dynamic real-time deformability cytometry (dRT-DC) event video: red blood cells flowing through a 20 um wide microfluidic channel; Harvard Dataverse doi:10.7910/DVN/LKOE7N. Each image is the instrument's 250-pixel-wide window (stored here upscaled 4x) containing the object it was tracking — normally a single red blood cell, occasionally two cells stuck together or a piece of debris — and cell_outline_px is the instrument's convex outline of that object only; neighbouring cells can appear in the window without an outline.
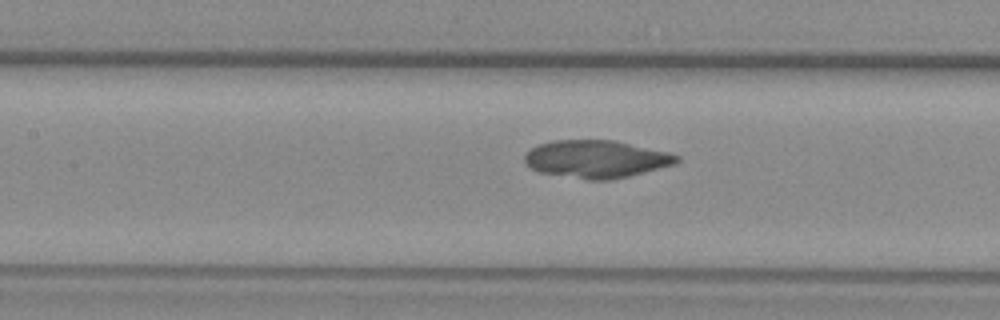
{"species": "common noctule bat (a hibernating species)", "species_latin": "Nyctalus noctula", "temperature_condition": "warm", "stored_images_in_passage": 38, "camera_frame_rate_fps": 3000, "um_per_image_px": 0.085, "animal": {"sex": "female", "body_mass_g": 29.2, "forearm_length_mm": 56.3}, "frame": {"image": 1, "passage_image": 9, "time_ms": 2.667, "image_size_px": [1000, 320], "cell_outline_px": [[680, 160], [676, 164], [628, 176], [608, 180], [588, 180], [540, 172], [532, 168], [524, 160], [524, 156], [532, 148], [540, 144], [552, 140], [612, 140], [668, 152], [680, 156]], "centroid_in_image_um": [50.7, 13.52], "position_along_channel_um": 156.7, "area_um2": 33.06}}
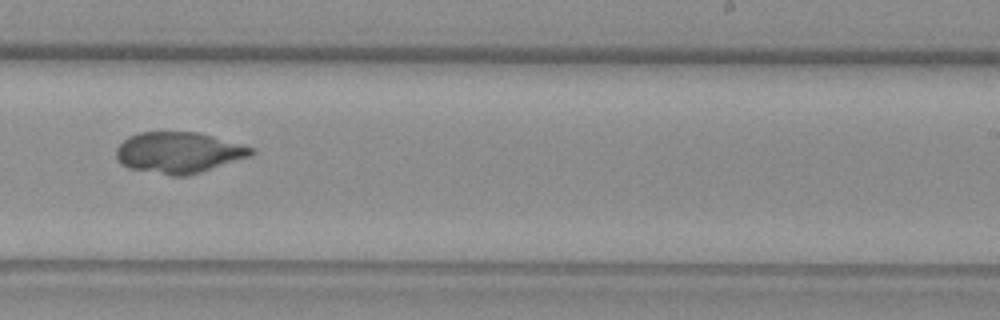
{"frame": {"image": 2, "passage_image": 18, "time_ms": 5.667, "image_size_px": [1000, 320], "cell_outline_px": [[256, 152], [252, 156], [188, 176], [168, 176], [128, 168], [120, 164], [116, 160], [116, 148], [128, 136], [140, 132], [200, 132], [256, 148]], "centroid_in_image_um": [15.2, 12.98], "position_along_channel_um": 273.8, "area_um2": 32.83}}
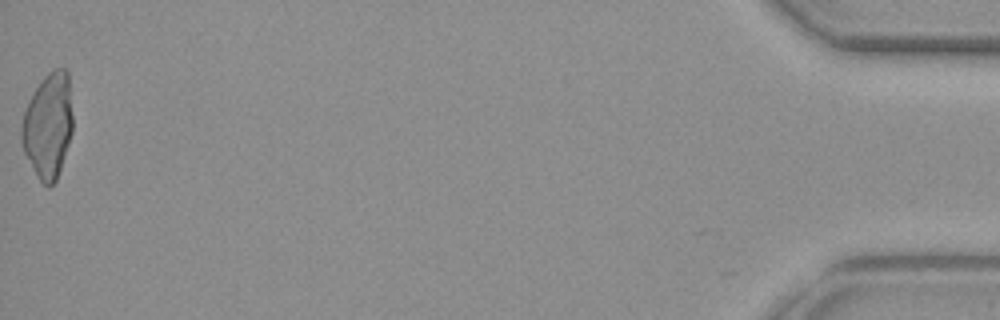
{"frame": {"image": 3, "passage_image": 38, "time_ms": 12.333, "image_size_px": [1000, 320], "cell_outline_px": [[72, 132], [56, 180], [48, 188], [36, 176], [24, 152], [20, 140], [20, 128], [24, 112], [36, 88], [44, 76], [52, 68], [64, 68], [68, 72], [72, 116]], "centroid_in_image_um": [4.07, 10.67], "position_along_channel_um": 431.1, "area_um2": 31.21}}